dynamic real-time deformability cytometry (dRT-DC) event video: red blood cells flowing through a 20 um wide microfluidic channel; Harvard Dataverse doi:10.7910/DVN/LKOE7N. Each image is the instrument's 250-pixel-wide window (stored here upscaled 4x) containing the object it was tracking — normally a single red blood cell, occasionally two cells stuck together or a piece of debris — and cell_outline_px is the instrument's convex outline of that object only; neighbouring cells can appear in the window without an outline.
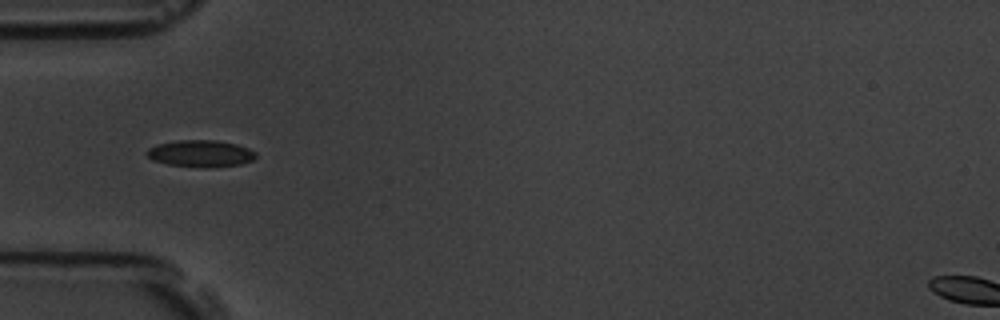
{"species": "common noctule bat (a hibernating species)", "species_latin": "Nyctalus noctula", "temperature_condition": "room temperature", "stored_images_in_passage": 10, "camera_frame_rate_fps": 3000, "um_per_image_px": 0.085, "animal": {"sex": "male", "body_mass_g": 19.5, "forearm_length_mm": 54.6}, "frame": {"image": 1, "passage_image": 4, "time_ms": 4.333, "image_size_px": [1000, 320], "cell_outline_px": [[256, 156], [252, 160], [240, 164], [208, 168], [204, 168], [168, 164], [152, 160], [144, 152], [148, 148], [156, 144], [180, 140], [216, 140], [236, 144], [248, 148], [256, 152]], "centroid_in_image_um": [17.03, 13.05], "position_along_channel_um": 68.0, "area_um2": 17.11}}
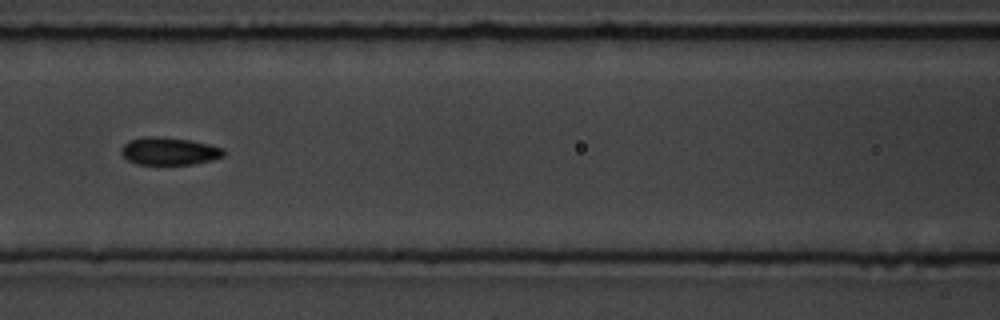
{"frame": {"image": 2, "passage_image": 6, "time_ms": 6.667, "image_size_px": [1000, 320], "cell_outline_px": [[224, 156], [212, 160], [192, 164], [136, 164], [128, 160], [120, 152], [120, 148], [128, 140], [144, 136], [160, 136], [188, 140], [208, 144], [224, 148]], "centroid_in_image_um": [14.35, 12.84], "position_along_channel_um": 152.3, "area_um2": 16.53}}
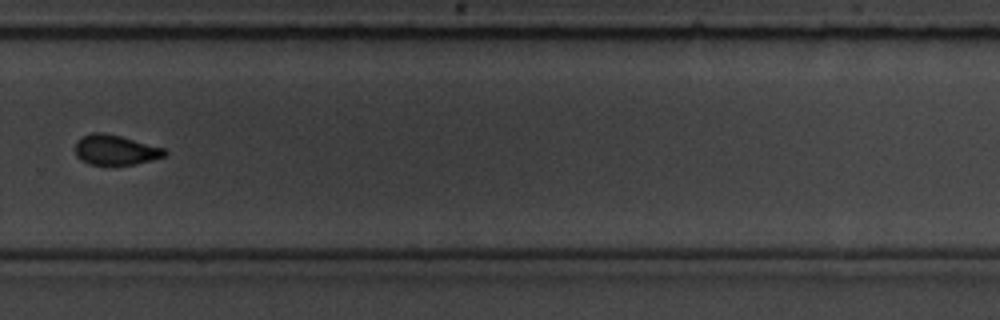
{"frame": {"image": 3, "passage_image": 10, "time_ms": 11.333, "image_size_px": [1000, 320], "cell_outline_px": [[168, 152], [164, 156], [152, 160], [136, 164], [88, 164], [80, 160], [76, 156], [76, 140], [92, 132], [104, 132], [120, 136], [164, 148]], "centroid_in_image_um": [9.79, 12.74], "position_along_channel_um": 320.0, "area_um2": 15.55}}